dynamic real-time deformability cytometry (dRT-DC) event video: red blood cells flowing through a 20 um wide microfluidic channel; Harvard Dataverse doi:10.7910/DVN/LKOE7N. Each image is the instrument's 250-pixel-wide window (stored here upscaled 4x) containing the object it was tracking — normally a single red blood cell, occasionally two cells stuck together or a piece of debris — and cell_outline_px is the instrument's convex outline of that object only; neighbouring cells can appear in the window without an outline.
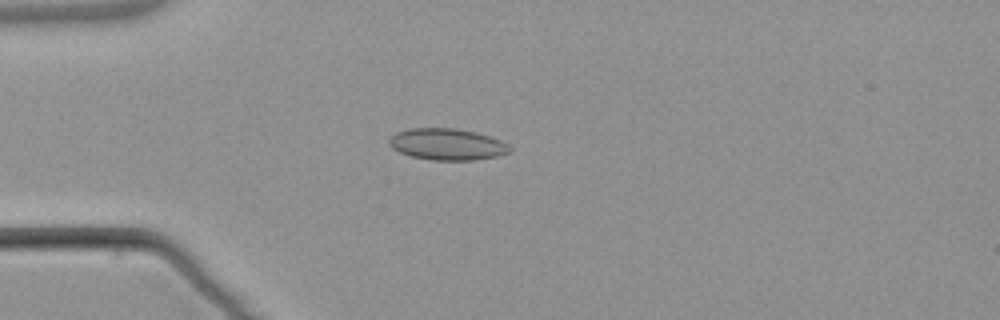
{"species": "common noctule bat (a hibernating species)", "species_latin": "Nyctalus noctula", "temperature_condition": "warm", "stored_images_in_passage": 5, "camera_frame_rate_fps": 3000, "um_per_image_px": 0.085, "animal": {"sex": "male", "body_mass_g": 21.5, "forearm_length_mm": 52.0}, "frame": {"image": 1, "passage_image": 5, "time_ms": 6.333, "image_size_px": [1000, 320], "cell_outline_px": [[512, 148], [508, 152], [496, 156], [476, 160], [432, 160], [412, 156], [400, 152], [392, 148], [388, 144], [388, 140], [396, 132], [408, 128], [456, 128], [476, 132], [500, 140], [508, 144]], "centroid_in_image_um": [37.99, 12.26], "position_along_channel_um": 47.0, "area_um2": 22.14}}